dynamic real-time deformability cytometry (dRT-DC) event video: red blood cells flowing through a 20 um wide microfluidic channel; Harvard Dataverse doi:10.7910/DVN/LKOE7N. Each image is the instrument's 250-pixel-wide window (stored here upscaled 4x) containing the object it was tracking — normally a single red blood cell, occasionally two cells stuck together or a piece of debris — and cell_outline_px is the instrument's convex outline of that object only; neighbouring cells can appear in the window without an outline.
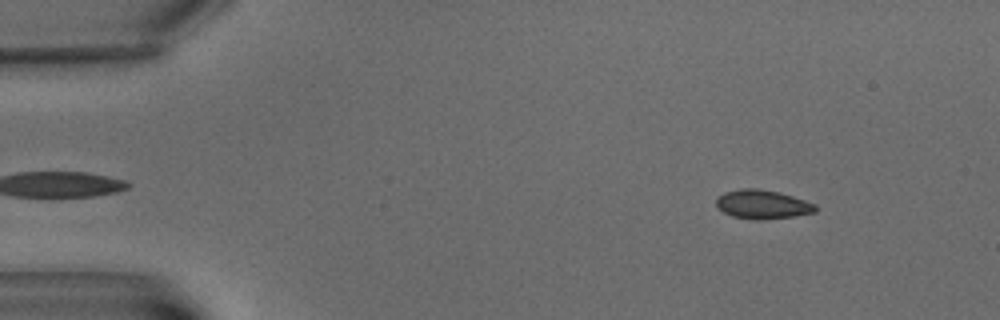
{"species": "common noctule bat (a hibernating species)", "species_latin": "Nyctalus noctula", "temperature_condition": "warm", "stored_images_in_passage": 5, "camera_frame_rate_fps": 3000, "um_per_image_px": 0.085, "animal": {"sex": "male", "body_mass_g": 15.6}, "frame": {"image": 1, "passage_image": 1, "time_ms": 0.0, "image_size_px": [1000, 320], "cell_outline_px": [[816, 212], [792, 216], [760, 220], [756, 220], [732, 216], [716, 208], [716, 196], [724, 192], [740, 188], [756, 188], [780, 192], [816, 204]], "centroid_in_image_um": [64.76, 17.36], "position_along_channel_um": 20.2, "area_um2": 16.82}}
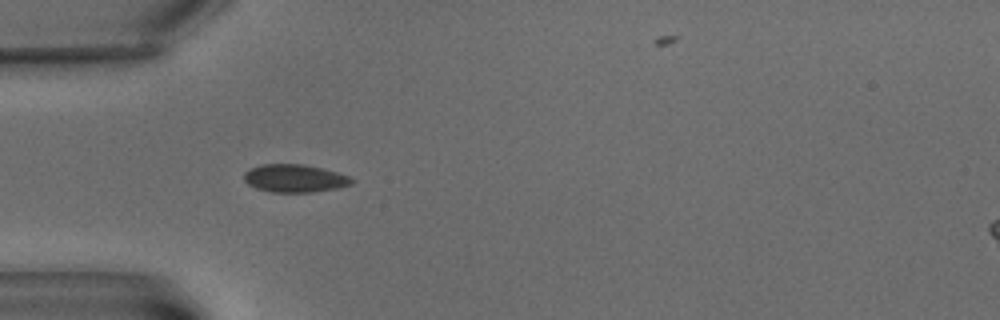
{"frame": {"image": 2, "passage_image": 4, "time_ms": 4.333, "image_size_px": [1000, 320], "cell_outline_px": [[356, 180], [352, 184], [340, 188], [312, 192], [272, 192], [256, 188], [248, 184], [244, 180], [244, 172], [260, 164], [300, 164], [320, 168], [336, 172], [348, 176]], "centroid_in_image_um": [25.06, 15.16], "position_along_channel_um": 59.9, "area_um2": 17.46}}
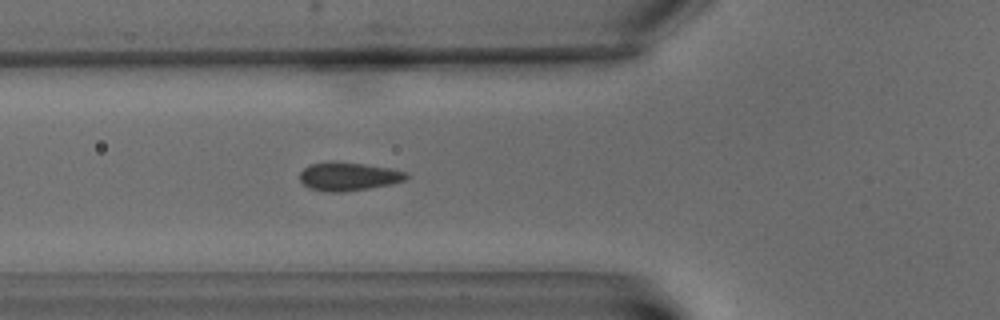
{"frame": {"image": 3, "passage_image": 5, "time_ms": 5.667, "image_size_px": [1000, 320], "cell_outline_px": [[412, 176], [404, 180], [392, 184], [368, 188], [340, 192], [328, 192], [312, 188], [304, 184], [300, 180], [300, 172], [308, 164], [332, 160], [364, 164], [392, 168], [408, 172]], "centroid_in_image_um": [29.65, 14.97], "position_along_channel_um": 96.1, "area_um2": 17.86}}